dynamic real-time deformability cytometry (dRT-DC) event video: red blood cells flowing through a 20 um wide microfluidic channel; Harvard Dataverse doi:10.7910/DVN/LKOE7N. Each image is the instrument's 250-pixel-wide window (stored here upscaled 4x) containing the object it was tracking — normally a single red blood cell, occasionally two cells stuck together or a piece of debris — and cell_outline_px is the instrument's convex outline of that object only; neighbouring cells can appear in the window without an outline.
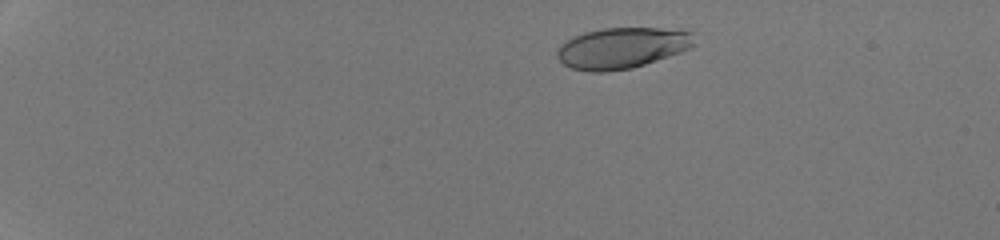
{"species": "human", "species_latin": "Homo sapiens", "temperature_condition": "room temperature", "stored_images_in_passage": 43, "camera_frame_rate_fps": 3000, "um_per_image_px": 0.085, "donor": {"sex": "male"}, "frame": {"image": 1, "passage_image": 2, "time_ms": 0.333, "image_size_px": [1000, 240], "cell_outline_px": [[696, 44], [680, 52], [632, 68], [608, 72], [592, 72], [572, 68], [564, 64], [556, 56], [556, 52], [568, 40], [584, 32], [604, 28], [660, 28], [696, 32]], "centroid_in_image_um": [52.92, 4.07], "position_along_channel_um": 32.1, "area_um2": 32.6}}
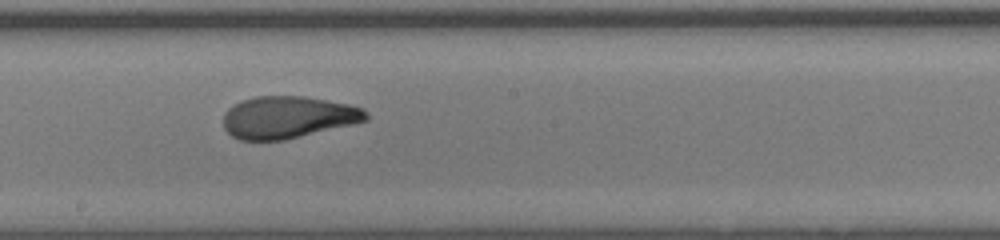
{"frame": {"image": 2, "passage_image": 24, "time_ms": 7.667, "image_size_px": [1000, 240], "cell_outline_px": [[368, 120], [356, 124], [284, 140], [240, 140], [232, 136], [224, 128], [224, 112], [228, 108], [244, 100], [256, 96], [304, 96], [348, 104], [364, 108], [368, 112]], "centroid_in_image_um": [24.51, 9.97], "position_along_channel_um": 223.7, "area_um2": 35.14}}
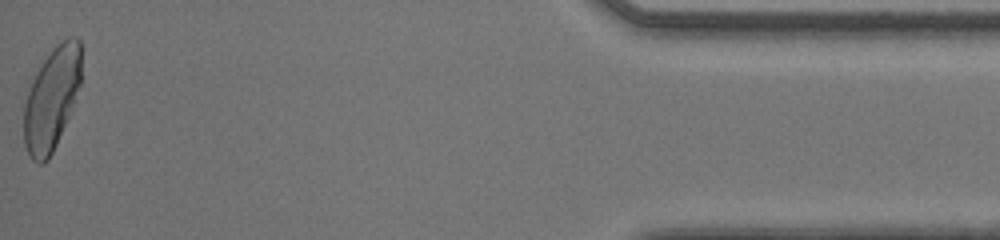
{"frame": {"image": 3, "passage_image": 43, "time_ms": 14.0, "image_size_px": [1000, 240], "cell_outline_px": [[80, 84], [68, 116], [56, 144], [48, 160], [40, 164], [32, 160], [24, 144], [24, 104], [32, 80], [40, 64], [52, 48], [60, 40], [68, 36], [76, 36], [80, 40]], "centroid_in_image_um": [4.38, 8.35], "position_along_channel_um": 430.8, "area_um2": 33.99}, "authors_computed_cell_mechanics": {"area_um2": 35.0268, "velocity_mm_per_s": 4.2817, "shape_relaxation_time_tau1_ms": 4.5755, "shape_relaxation_time_tau2_ms": 0.7573, "deformation_change_tau1": 0.2009, "deformation_change_tau2": 0.0716}}